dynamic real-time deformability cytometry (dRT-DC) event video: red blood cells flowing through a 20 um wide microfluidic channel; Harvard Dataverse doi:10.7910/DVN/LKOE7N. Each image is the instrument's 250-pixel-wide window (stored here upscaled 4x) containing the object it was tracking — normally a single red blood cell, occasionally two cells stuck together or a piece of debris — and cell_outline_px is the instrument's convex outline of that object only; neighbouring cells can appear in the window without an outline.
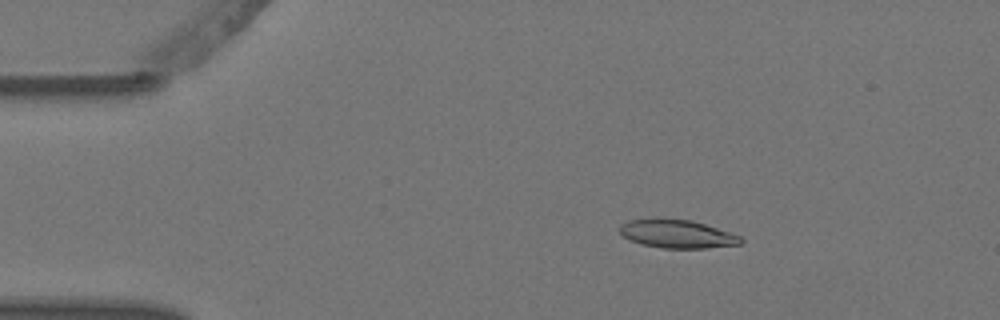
{"species": "Egyptian fruit bat (a non-hibernating species)", "species_latin": "Rousettus aegyptiacus", "temperature_condition": "warm", "stored_images_in_passage": 5, "camera_frame_rate_fps": 3000, "um_per_image_px": 0.085, "animal": {"sex": "female"}, "frame": {"image": 1, "passage_image": 3, "time_ms": 0.667, "image_size_px": [1000, 320], "cell_outline_px": [[744, 240], [740, 244], [704, 248], [660, 248], [640, 244], [628, 240], [620, 232], [620, 224], [628, 220], [656, 216], [692, 220], [740, 236]], "centroid_in_image_um": [57.47, 19.85], "position_along_channel_um": 27.5, "area_um2": 20.4}}
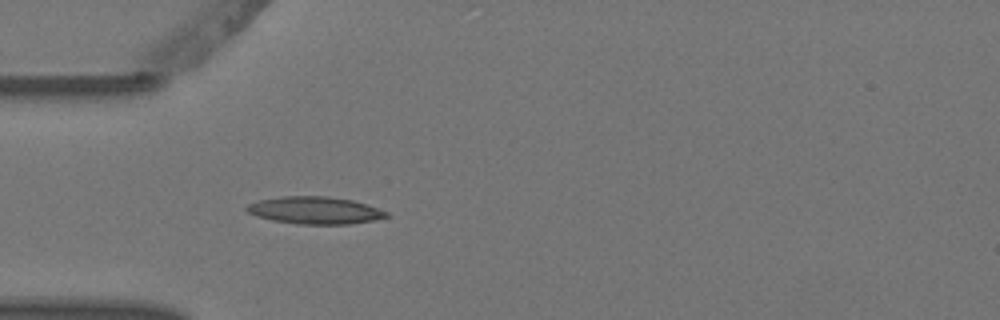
{"frame": {"image": 2, "passage_image": 5, "time_ms": 1.333, "image_size_px": [1000, 320], "cell_outline_px": [[388, 216], [372, 220], [348, 224], [296, 224], [272, 220], [256, 216], [248, 212], [244, 208], [248, 204], [256, 200], [280, 196], [328, 196], [352, 200], [388, 212]], "centroid_in_image_um": [26.68, 17.87], "position_along_channel_um": 58.3, "area_um2": 22.14}}